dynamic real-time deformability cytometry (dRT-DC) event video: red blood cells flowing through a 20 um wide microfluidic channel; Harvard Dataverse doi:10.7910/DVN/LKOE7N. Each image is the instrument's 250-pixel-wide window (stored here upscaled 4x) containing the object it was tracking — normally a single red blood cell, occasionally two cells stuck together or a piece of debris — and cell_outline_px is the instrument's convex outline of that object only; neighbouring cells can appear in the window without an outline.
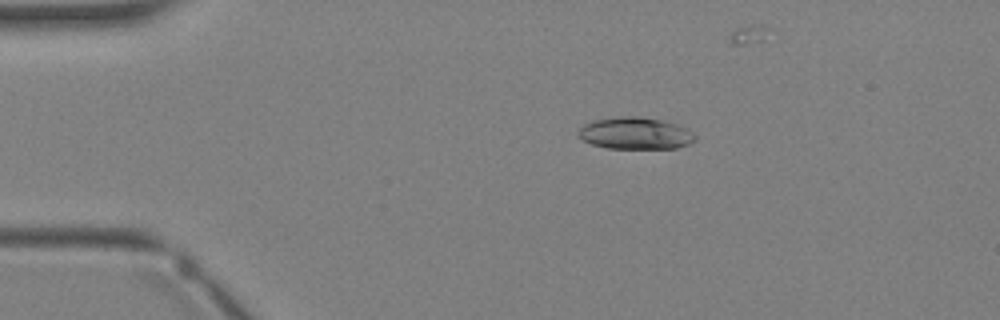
{"species": "Egyptian fruit bat (a non-hibernating species)", "species_latin": "Rousettus aegyptiacus", "temperature_condition": "warm", "stored_images_in_passage": 3, "camera_frame_rate_fps": 3000, "um_per_image_px": 0.085, "animal": {"sex": "female"}, "frame": {"image": 1, "passage_image": 2, "time_ms": 1.333, "image_size_px": [1000, 320], "cell_outline_px": [[696, 140], [688, 144], [676, 148], [608, 148], [592, 144], [584, 140], [576, 132], [584, 124], [592, 120], [620, 116], [636, 116], [660, 120], [676, 124], [688, 128], [696, 136]], "centroid_in_image_um": [54.01, 11.32], "position_along_channel_um": 31.0, "area_um2": 21.68}}